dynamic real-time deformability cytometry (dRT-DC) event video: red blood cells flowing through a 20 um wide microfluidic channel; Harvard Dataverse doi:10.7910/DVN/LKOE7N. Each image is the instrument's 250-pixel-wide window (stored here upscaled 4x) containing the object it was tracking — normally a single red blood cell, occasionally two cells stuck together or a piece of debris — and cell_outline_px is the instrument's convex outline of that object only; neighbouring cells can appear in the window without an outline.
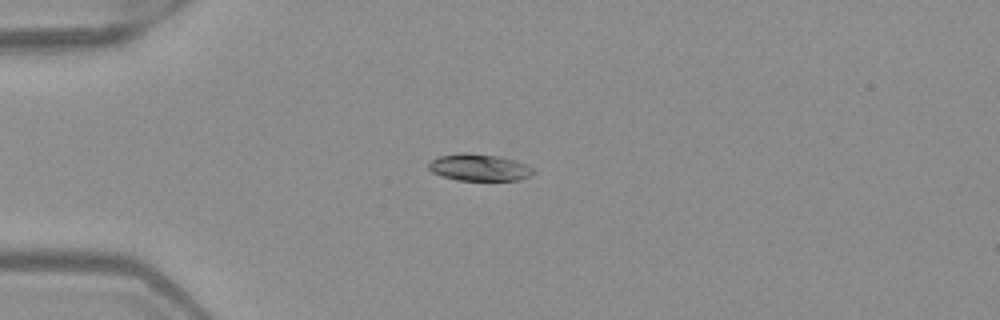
{"species": "Egyptian fruit bat (a non-hibernating species)", "species_latin": "Rousettus aegyptiacus", "temperature_condition": "warm", "stored_images_in_passage": 5, "camera_frame_rate_fps": 3000, "um_per_image_px": 0.085, "frame": {"image": 1, "passage_image": 3, "time_ms": 0.667, "image_size_px": [1000, 320], "cell_outline_px": [[536, 172], [528, 176], [516, 180], [456, 180], [440, 176], [432, 172], [428, 168], [428, 160], [436, 156], [464, 152], [500, 156], [516, 160], [532, 168]], "centroid_in_image_um": [40.66, 14.22], "position_along_channel_um": 44.3, "area_um2": 16.59}}
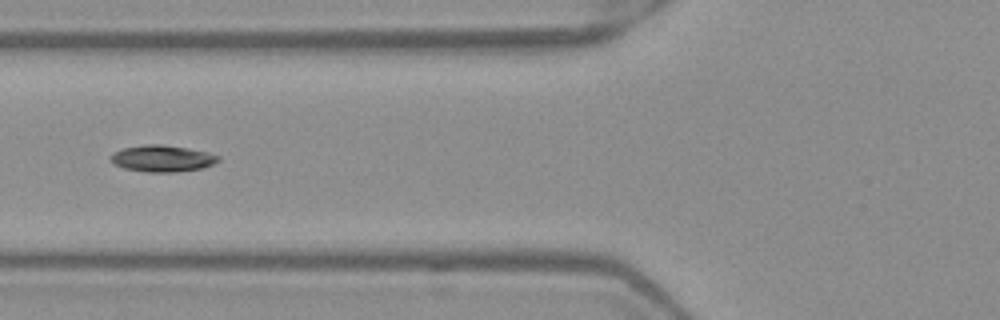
{"frame": {"image": 2, "passage_image": 5, "time_ms": 1.333, "image_size_px": [1000, 320], "cell_outline_px": [[220, 160], [212, 164], [200, 168], [176, 172], [148, 172], [124, 168], [116, 164], [112, 160], [112, 156], [116, 152], [124, 148], [144, 144], [160, 144], [188, 148], [208, 152], [220, 156]], "centroid_in_image_um": [13.85, 13.46], "position_along_channel_um": 112.0, "area_um2": 16.36}}